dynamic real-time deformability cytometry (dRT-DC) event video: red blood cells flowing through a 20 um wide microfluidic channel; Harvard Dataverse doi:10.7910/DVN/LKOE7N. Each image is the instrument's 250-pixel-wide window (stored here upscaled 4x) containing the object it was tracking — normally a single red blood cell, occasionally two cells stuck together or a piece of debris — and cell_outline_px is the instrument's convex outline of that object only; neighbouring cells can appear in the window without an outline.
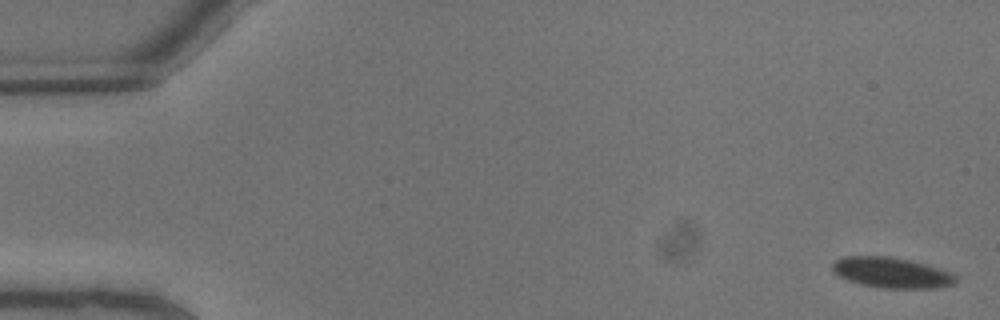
{"species": "common noctule bat (a hibernating species)", "species_latin": "Nyctalus noctula", "temperature_condition": "warm", "stored_images_in_passage": 8, "camera_frame_rate_fps": 3000, "um_per_image_px": 0.085, "animal": {"sex": "male", "body_mass_g": 13.3}, "frame": {"image": 1, "passage_image": 1, "time_ms": 0.0, "image_size_px": [1000, 320], "cell_outline_px": [[956, 280], [952, 284], [932, 288], [884, 288], [860, 284], [848, 280], [840, 276], [832, 268], [832, 264], [836, 260], [844, 256], [888, 256], [908, 260], [924, 264], [952, 272], [956, 276]], "centroid_in_image_um": [75.77, 23.17], "position_along_channel_um": 9.2, "area_um2": 21.62}}
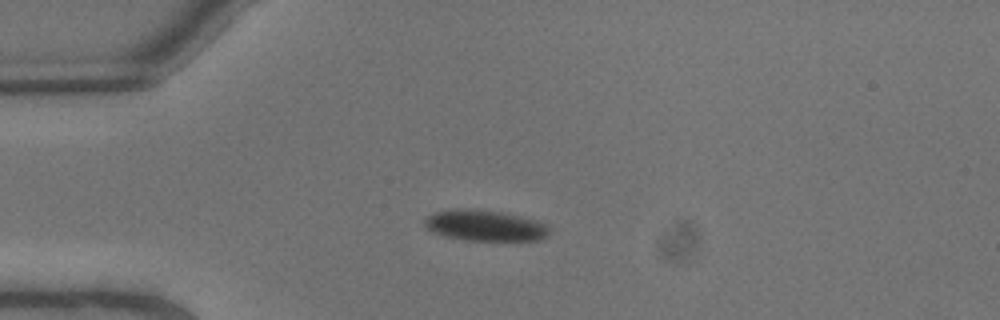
{"frame": {"image": 2, "passage_image": 6, "time_ms": 1.667, "image_size_px": [1000, 320], "cell_outline_px": [[548, 232], [540, 240], [464, 240], [444, 236], [432, 232], [424, 224], [424, 220], [432, 212], [452, 208], [464, 208], [504, 212], [536, 220], [548, 224]], "centroid_in_image_um": [41.18, 19.15], "position_along_channel_um": 43.8, "area_um2": 22.54}}